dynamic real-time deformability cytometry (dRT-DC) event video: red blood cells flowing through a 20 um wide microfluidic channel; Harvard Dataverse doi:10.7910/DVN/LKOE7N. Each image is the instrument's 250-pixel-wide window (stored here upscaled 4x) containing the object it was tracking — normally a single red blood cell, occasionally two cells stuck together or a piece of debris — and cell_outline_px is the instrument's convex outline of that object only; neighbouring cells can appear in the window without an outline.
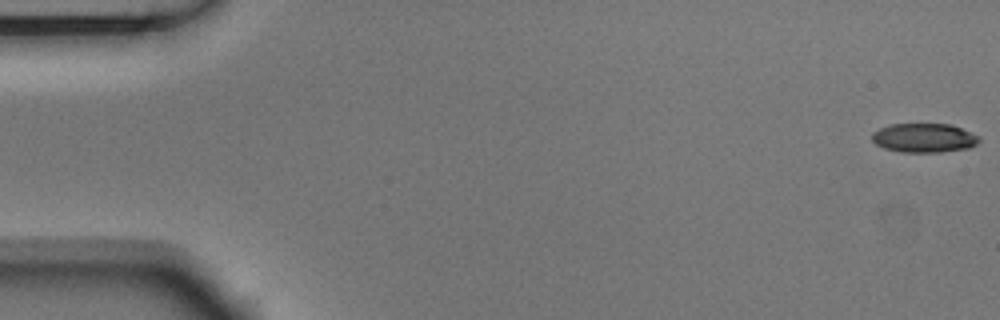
{"species": "Egyptian fruit bat (a non-hibernating species)", "species_latin": "Rousettus aegyptiacus", "temperature_condition": "room temperature", "stored_images_in_passage": 4, "camera_frame_rate_fps": 3000, "um_per_image_px": 0.085, "animal": {"sex": "male"}, "frame": {"image": 1, "passage_image": 1, "time_ms": 0.0, "image_size_px": [1000, 320], "cell_outline_px": [[980, 140], [976, 144], [968, 148], [940, 152], [900, 152], [884, 148], [876, 144], [872, 140], [872, 132], [880, 128], [892, 124], [952, 124], [980, 136]], "centroid_in_image_um": [78.55, 11.72], "position_along_channel_um": 6.4, "area_um2": 18.21}}